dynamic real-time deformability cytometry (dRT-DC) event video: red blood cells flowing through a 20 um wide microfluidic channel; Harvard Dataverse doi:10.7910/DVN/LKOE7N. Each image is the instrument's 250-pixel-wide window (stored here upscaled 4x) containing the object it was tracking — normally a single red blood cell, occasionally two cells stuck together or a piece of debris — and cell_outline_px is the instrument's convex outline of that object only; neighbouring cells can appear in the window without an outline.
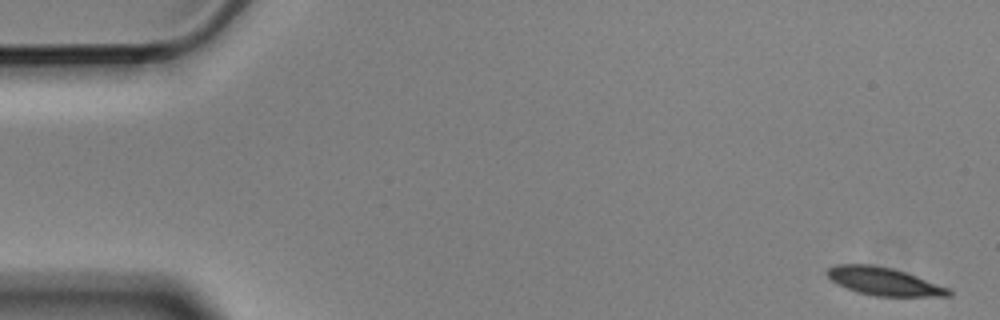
{"species": "Egyptian fruit bat (a non-hibernating species)", "species_latin": "Rousettus aegyptiacus", "temperature_condition": "cold", "stored_images_in_passage": 5, "camera_frame_rate_fps": 3000, "um_per_image_px": 0.085, "animal": {"sex": "male"}, "frame": {"image": 1, "passage_image": 1, "time_ms": 0.0, "image_size_px": [1000, 320], "cell_outline_px": [[952, 296], [876, 296], [856, 292], [832, 280], [824, 272], [828, 268], [836, 264], [872, 264], [892, 268], [916, 276], [948, 288], [952, 292]], "centroid_in_image_um": [75.1, 23.91], "position_along_channel_um": 9.9, "area_um2": 19.54}}
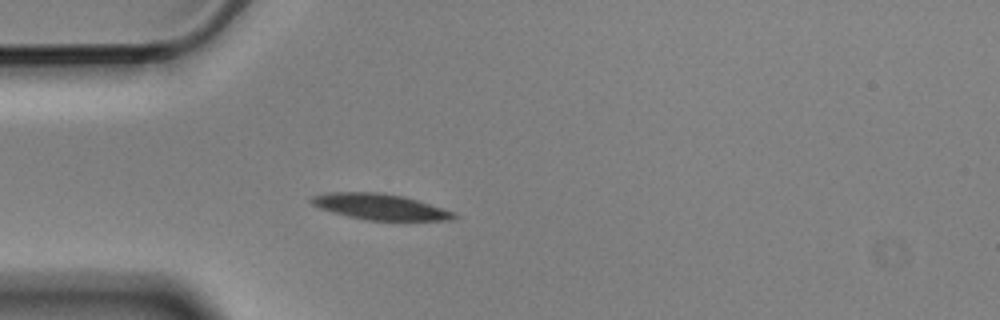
{"frame": {"image": 2, "passage_image": 5, "time_ms": 1.333, "image_size_px": [1000, 320], "cell_outline_px": [[460, 216], [452, 220], [368, 220], [348, 216], [332, 212], [320, 208], [312, 204], [308, 200], [312, 196], [328, 192], [376, 192], [404, 196], [456, 212]], "centroid_in_image_um": [32.32, 17.57], "position_along_channel_um": 52.7, "area_um2": 21.5}}